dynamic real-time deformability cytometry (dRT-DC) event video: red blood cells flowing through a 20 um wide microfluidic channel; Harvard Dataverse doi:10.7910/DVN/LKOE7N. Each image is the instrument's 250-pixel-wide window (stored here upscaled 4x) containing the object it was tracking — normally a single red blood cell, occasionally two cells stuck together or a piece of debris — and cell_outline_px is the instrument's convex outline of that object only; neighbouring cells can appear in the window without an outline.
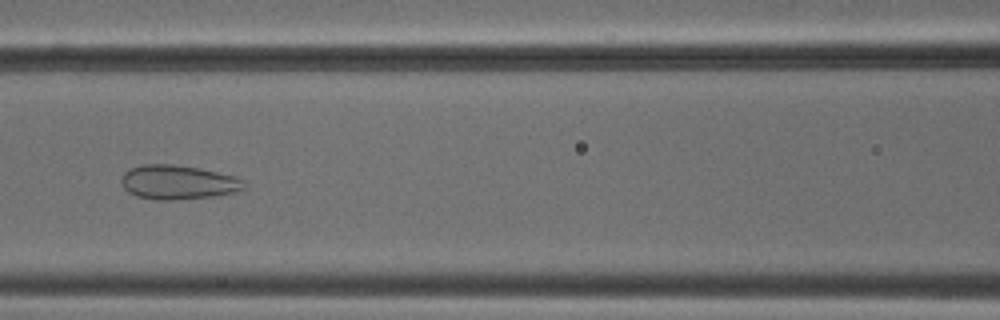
{"species": "common noctule bat (a hibernating species)", "species_latin": "Nyctalus noctula", "temperature_condition": "cold", "stored_images_in_passage": 44, "camera_frame_rate_fps": 3000, "um_per_image_px": 0.085, "animal": {"sex": "male", "body_mass_g": 18.8}, "frame": {"image": 1, "passage_image": 15, "time_ms": 4.667, "image_size_px": [1000, 320], "cell_outline_px": [[244, 188], [236, 192], [216, 196], [172, 200], [156, 200], [136, 196], [128, 192], [124, 188], [120, 180], [124, 172], [140, 164], [172, 164], [200, 168], [236, 176], [244, 180]], "centroid_in_image_um": [15.13, 15.49], "position_along_channel_um": 151.5, "area_um2": 24.68}}
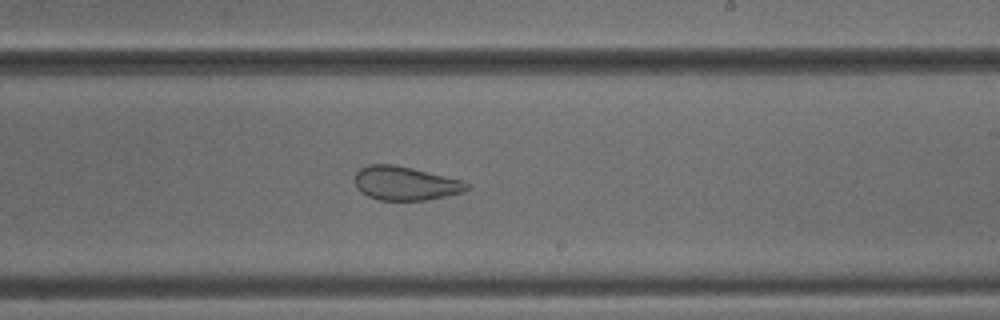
{"frame": {"image": 2, "passage_image": 23, "time_ms": 7.333, "image_size_px": [1000, 320], "cell_outline_px": [[472, 188], [464, 192], [428, 200], [380, 200], [368, 196], [360, 192], [356, 188], [356, 172], [360, 168], [368, 164], [392, 164], [412, 168], [460, 180], [472, 184]], "centroid_in_image_um": [34.48, 15.59], "position_along_channel_um": 254.5, "area_um2": 22.14}}
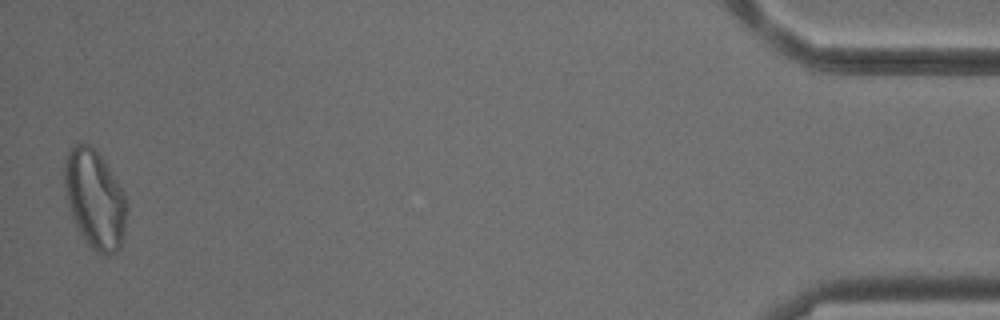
{"frame": {"image": 3, "passage_image": 43, "time_ms": 14.0, "image_size_px": [1000, 320], "cell_outline_px": [[128, 212], [120, 248], [116, 252], [108, 256], [104, 256], [96, 252], [80, 236], [76, 228], [68, 204], [64, 184], [64, 164], [68, 152], [76, 144], [88, 144], [104, 160], [124, 192], [128, 208]], "centroid_in_image_um": [8.07, 16.99], "position_along_channel_um": 427.1, "area_um2": 35.89}, "authors_computed_cell_mechanics": {"area_um2": 29.1312, "velocity_mm_per_s": 3.8767, "shape_relaxation_time_tau1_ms": null, "shape_relaxation_time_tau2_ms": 1.1011, "deformation_change_tau1": null, "deformation_change_tau2": 0.075}}